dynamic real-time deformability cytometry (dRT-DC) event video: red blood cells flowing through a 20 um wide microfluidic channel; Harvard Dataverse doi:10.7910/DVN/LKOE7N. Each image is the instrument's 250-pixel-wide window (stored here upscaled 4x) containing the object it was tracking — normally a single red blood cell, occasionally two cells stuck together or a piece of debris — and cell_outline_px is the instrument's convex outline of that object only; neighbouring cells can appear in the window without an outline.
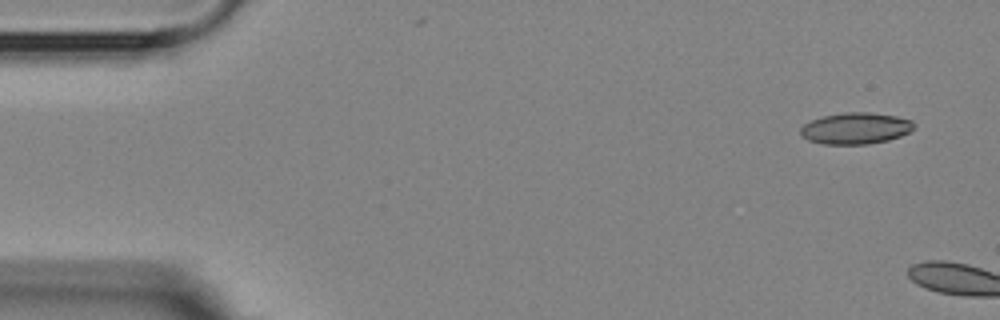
{"species": "Egyptian fruit bat (a non-hibernating species)", "species_latin": "Rousettus aegyptiacus", "temperature_condition": "room temperature", "stored_images_in_passage": 3, "camera_frame_rate_fps": 3000, "um_per_image_px": 0.085, "animal": {"sex": "female"}, "frame": {"image": 1, "passage_image": 1, "time_ms": 0.0, "image_size_px": [1000, 320], "cell_outline_px": [[916, 124], [908, 132], [900, 136], [888, 140], [868, 144], [824, 144], [808, 140], [800, 136], [800, 128], [804, 124], [812, 120], [824, 116], [844, 112], [868, 112], [896, 116], [912, 120]], "centroid_in_image_um": [72.71, 10.91], "position_along_channel_um": 12.3, "area_um2": 20.75}}